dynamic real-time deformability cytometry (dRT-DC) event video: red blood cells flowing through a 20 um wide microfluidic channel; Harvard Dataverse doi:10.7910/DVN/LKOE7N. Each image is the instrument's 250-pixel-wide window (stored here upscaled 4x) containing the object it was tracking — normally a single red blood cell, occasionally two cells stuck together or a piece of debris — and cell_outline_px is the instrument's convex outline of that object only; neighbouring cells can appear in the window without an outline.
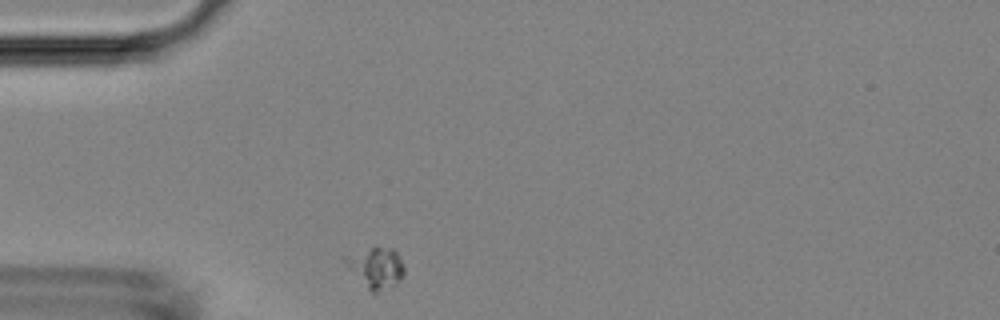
{"species": "Egyptian fruit bat (a non-hibernating species)", "species_latin": "Rousettus aegyptiacus", "temperature_condition": "room temperature", "stored_images_in_passage": 1, "camera_frame_rate_fps": 3000, "um_per_image_px": 0.085, "animal": {"sex": "female"}, "frame": {"image": 1, "passage_image": 1, "time_ms": 0.0, "image_size_px": [1000, 320], "cell_outline_px": [[404, 276], [400, 280], [376, 296], [368, 288], [340, 256], [372, 248], [392, 248], [396, 252], [404, 268]], "centroid_in_image_um": [31.98, 22.77], "position_along_channel_um": 53.0, "area_um2": 13.53}}